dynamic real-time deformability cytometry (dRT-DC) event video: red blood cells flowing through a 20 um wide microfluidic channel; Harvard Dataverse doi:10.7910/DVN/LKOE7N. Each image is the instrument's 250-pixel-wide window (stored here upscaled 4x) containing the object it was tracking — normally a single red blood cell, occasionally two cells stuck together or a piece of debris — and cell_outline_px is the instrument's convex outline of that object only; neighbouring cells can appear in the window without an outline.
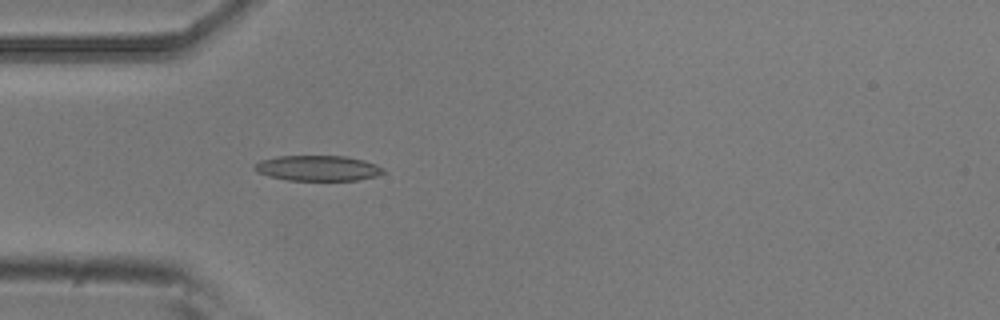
{"species": "common noctule bat (a hibernating species)", "species_latin": "Nyctalus noctula", "temperature_condition": "room temperature", "stored_images_in_passage": 4, "camera_frame_rate_fps": 3000, "um_per_image_px": 0.085, "animal": {"sex": "male", "body_mass_g": 20.5, "forearm_length_mm": 52.5}, "frame": {"image": 1, "passage_image": 4, "time_ms": 1.0, "image_size_px": [1000, 320], "cell_outline_px": [[384, 172], [376, 176], [356, 180], [288, 180], [268, 176], [256, 172], [252, 168], [260, 160], [280, 156], [344, 156], [364, 160], [376, 164], [384, 168]], "centroid_in_image_um": [27.0, 14.29], "position_along_channel_um": 58.0, "area_um2": 19.02}}